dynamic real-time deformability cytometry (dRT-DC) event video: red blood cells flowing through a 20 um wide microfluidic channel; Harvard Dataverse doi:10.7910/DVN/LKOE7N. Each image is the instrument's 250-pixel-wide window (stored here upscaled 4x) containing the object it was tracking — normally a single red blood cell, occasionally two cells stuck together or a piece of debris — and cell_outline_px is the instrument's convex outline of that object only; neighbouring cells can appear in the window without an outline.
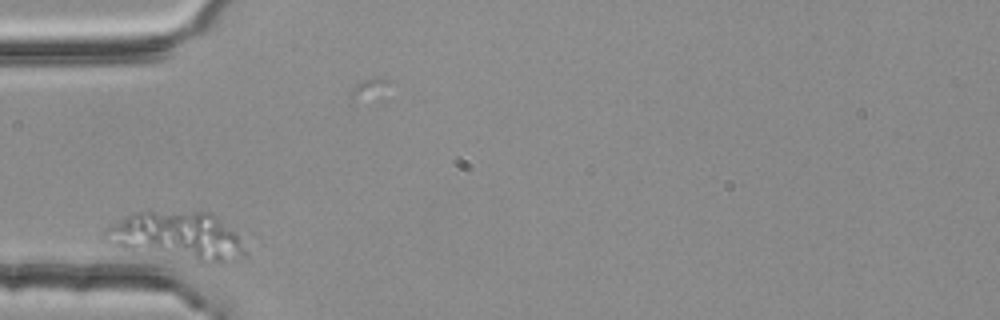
{"species": "common noctule bat (a hibernating species)", "species_latin": "Nyctalus noctula", "temperature_condition": "room temperature", "stored_images_in_passage": 1, "camera_frame_rate_fps": 3000, "um_per_image_px": 0.085, "animal": {"sex": "female", "body_mass_g": 25.1}, "frame": {"image": 1, "passage_image": 1, "time_ms": 0.0, "image_size_px": [1000, 320], "cell_outline_px": [[248, 256], [228, 264], [200, 264], [132, 252], [120, 248], [112, 244], [108, 228], [124, 216], [136, 212], [212, 212], [236, 232], [248, 252]], "centroid_in_image_um": [15.22, 20.15], "position_along_channel_um": 69.8, "area_um2": 40.34}}